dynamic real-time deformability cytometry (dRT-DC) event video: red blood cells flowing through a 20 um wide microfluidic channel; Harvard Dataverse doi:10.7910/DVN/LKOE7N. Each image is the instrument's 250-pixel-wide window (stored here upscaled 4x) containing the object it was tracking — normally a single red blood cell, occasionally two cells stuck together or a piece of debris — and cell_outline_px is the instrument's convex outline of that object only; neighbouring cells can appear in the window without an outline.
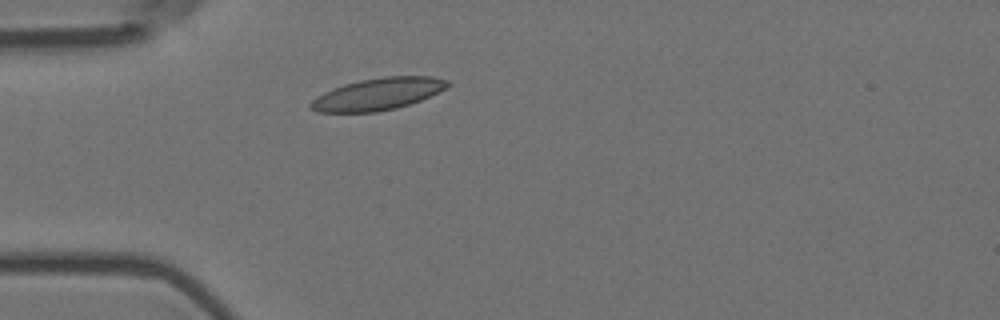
{"species": "Egyptian fruit bat (a non-hibernating species)", "species_latin": "Rousettus aegyptiacus", "temperature_condition": "room temperature", "stored_images_in_passage": 2, "camera_frame_rate_fps": 3000, "um_per_image_px": 0.085, "animal": {"sex": "female"}, "frame": {"image": 1, "passage_image": 2, "time_ms": 0.333, "image_size_px": [1000, 320], "cell_outline_px": [[448, 84], [444, 88], [420, 100], [396, 108], [376, 112], [316, 112], [308, 108], [308, 104], [316, 96], [332, 88], [344, 84], [360, 80], [384, 76], [432, 76], [448, 80]], "centroid_in_image_um": [32.03, 7.99], "position_along_channel_um": 53.0, "area_um2": 25.37}}